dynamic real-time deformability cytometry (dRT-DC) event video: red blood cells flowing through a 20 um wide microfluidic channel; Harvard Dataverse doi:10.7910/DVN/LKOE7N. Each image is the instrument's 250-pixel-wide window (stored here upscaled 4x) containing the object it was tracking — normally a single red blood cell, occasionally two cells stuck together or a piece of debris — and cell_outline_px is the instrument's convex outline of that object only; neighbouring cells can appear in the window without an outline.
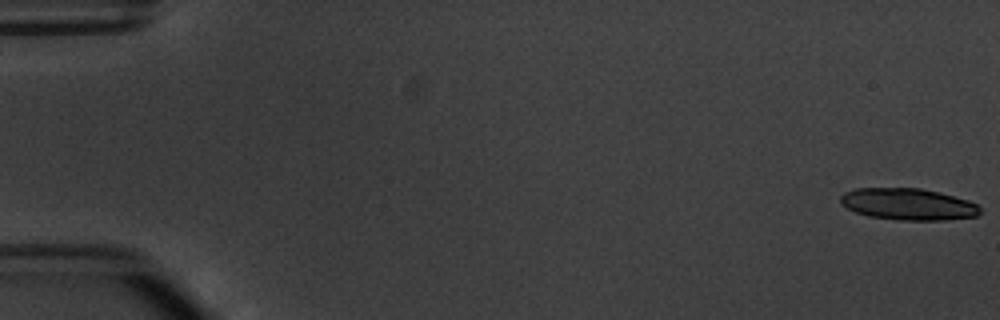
{"species": "common noctule bat (a hibernating species)", "species_latin": "Nyctalus noctula", "temperature_condition": "warm", "stored_images_in_passage": 5, "camera_frame_rate_fps": 3000, "um_per_image_px": 0.085, "animal": {"sex": "male", "body_mass_g": 20.1, "forearm_length_mm": 53.5}, "frame": {"image": 1, "passage_image": 1, "time_ms": 0.0, "image_size_px": [1000, 320], "cell_outline_px": [[980, 212], [976, 216], [944, 220], [896, 220], [868, 216], [856, 212], [840, 204], [840, 196], [844, 192], [856, 188], [920, 188], [940, 192], [968, 200], [976, 204], [980, 208]], "centroid_in_image_um": [77.16, 17.35], "position_along_channel_um": 7.8, "area_um2": 25.84}}